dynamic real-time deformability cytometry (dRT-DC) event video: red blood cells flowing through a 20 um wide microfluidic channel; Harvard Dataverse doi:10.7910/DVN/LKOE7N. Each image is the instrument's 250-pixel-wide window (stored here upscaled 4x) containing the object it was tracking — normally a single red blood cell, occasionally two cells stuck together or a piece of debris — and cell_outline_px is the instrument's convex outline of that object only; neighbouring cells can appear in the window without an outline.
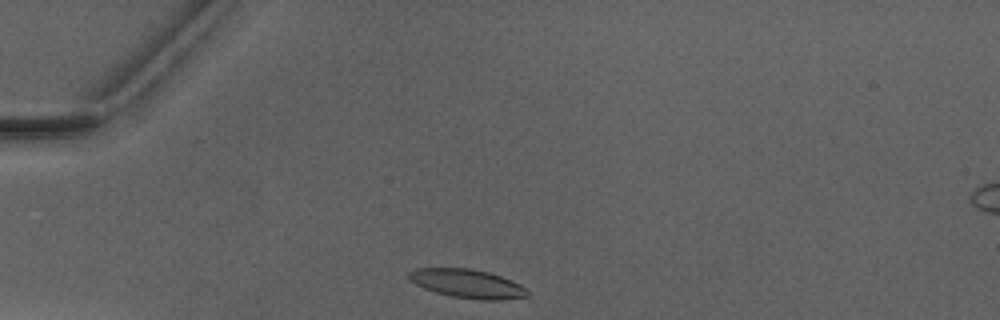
{"species": "Egyptian fruit bat (a non-hibernating species)", "species_latin": "Rousettus aegyptiacus", "temperature_condition": "warm", "stored_images_in_passage": 2, "camera_frame_rate_fps": 3000, "um_per_image_px": 0.085, "animal": {"sex": "male"}, "frame": {"image": 1, "passage_image": 1, "time_ms": 0.0, "image_size_px": [1000, 320], "cell_outline_px": [[528, 296], [500, 300], [480, 300], [452, 296], [436, 292], [424, 288], [408, 280], [408, 272], [416, 268], [468, 268], [488, 272], [500, 276], [520, 284], [528, 288]], "centroid_in_image_um": [39.72, 24.11], "position_along_channel_um": 45.3, "area_um2": 19.83}}